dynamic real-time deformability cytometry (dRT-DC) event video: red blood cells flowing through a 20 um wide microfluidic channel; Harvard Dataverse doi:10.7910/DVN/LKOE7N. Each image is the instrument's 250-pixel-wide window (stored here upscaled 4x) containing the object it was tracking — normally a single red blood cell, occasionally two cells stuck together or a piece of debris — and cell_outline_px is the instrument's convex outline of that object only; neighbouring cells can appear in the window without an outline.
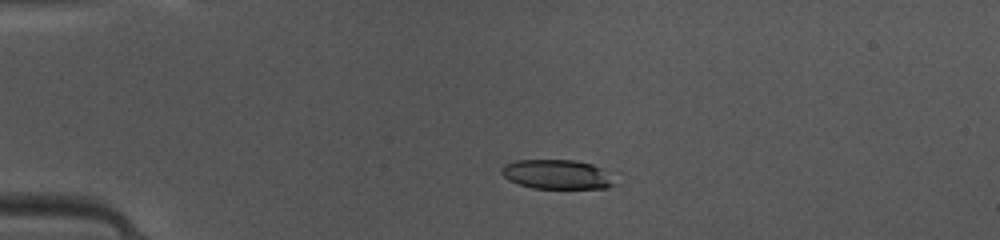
{"species": "common noctule bat (a hibernating species)", "species_latin": "Nyctalus noctula", "temperature_condition": "warm", "stored_images_in_passage": 38, "camera_frame_rate_fps": 3000, "um_per_image_px": 0.085, "animal": {"sex": "female", "body_mass_g": 10.0, "forearm_length_mm": 53.1}, "frame": {"image": 1, "passage_image": 1, "time_ms": 0.0, "image_size_px": [1000, 240], "cell_outline_px": [[616, 184], [608, 188], [532, 188], [508, 180], [500, 172], [500, 168], [504, 164], [516, 160], [576, 160], [592, 164], [600, 168]], "centroid_in_image_um": [47.27, 14.82], "position_along_channel_um": 37.7, "area_um2": 19.19}}
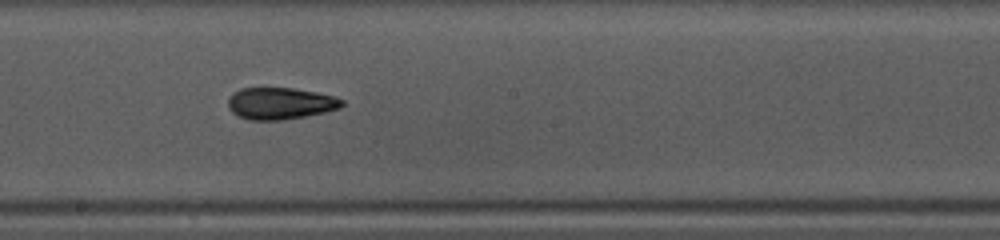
{"frame": {"image": 2, "passage_image": 17, "time_ms": 5.333, "image_size_px": [1000, 240], "cell_outline_px": [[344, 104], [340, 108], [324, 112], [284, 120], [248, 120], [232, 112], [228, 108], [228, 100], [232, 92], [240, 88], [292, 88], [316, 92], [332, 96], [344, 100]], "centroid_in_image_um": [23.8, 8.79], "position_along_channel_um": 224.4, "area_um2": 21.1}}
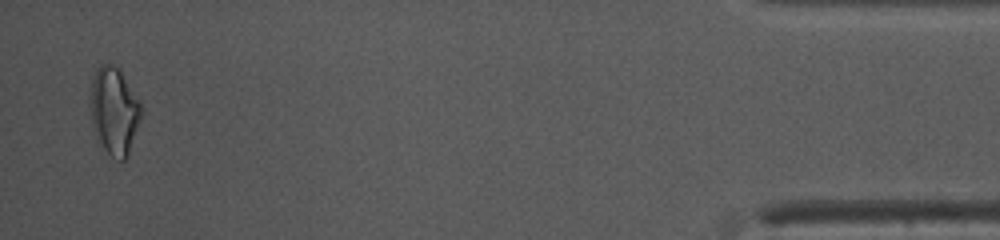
{"frame": {"image": 3, "passage_image": 37, "time_ms": 12.0, "image_size_px": [1000, 240], "cell_outline_px": [[140, 120], [128, 152], [124, 160], [120, 160], [112, 156], [104, 148], [96, 136], [92, 128], [88, 104], [88, 100], [92, 80], [96, 68], [100, 64], [112, 64], [120, 68], [140, 100]], "centroid_in_image_um": [9.66, 9.35], "position_along_channel_um": 425.5, "area_um2": 26.07}, "authors_computed_cell_mechanics": {"area_um2": 20.9236, "velocity_mm_per_s": 4.1589, "shape_relaxation_time_tau1_ms": 8.6716, "shape_relaxation_time_tau2_ms": 3.368, "deformation_change_tau1": 0.2004, "deformation_change_tau2": 0.1174}}